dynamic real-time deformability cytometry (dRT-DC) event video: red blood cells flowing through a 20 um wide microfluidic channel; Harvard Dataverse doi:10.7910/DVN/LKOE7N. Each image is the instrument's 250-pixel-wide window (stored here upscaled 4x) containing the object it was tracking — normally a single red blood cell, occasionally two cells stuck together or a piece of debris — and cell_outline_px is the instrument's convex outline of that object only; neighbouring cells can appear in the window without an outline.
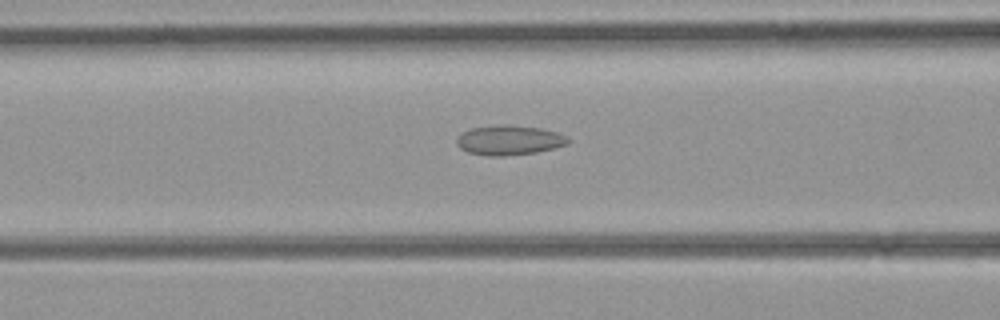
{"species": "common noctule bat (a hibernating species)", "species_latin": "Nyctalus noctula", "temperature_condition": "room temperature", "stored_images_in_passage": 29, "camera_frame_rate_fps": 3000, "um_per_image_px": 0.085, "animal": {"sex": "female", "body_mass_g": 21.9}, "frame": {"image": 1, "passage_image": 11, "time_ms": 3.333, "image_size_px": [1000, 320], "cell_outline_px": [[572, 140], [568, 144], [536, 152], [504, 156], [488, 156], [468, 152], [460, 148], [456, 144], [456, 140], [464, 132], [472, 128], [504, 124], [540, 128], [556, 132], [568, 136]], "centroid_in_image_um": [43.31, 11.92], "position_along_channel_um": 123.3, "area_um2": 19.19}}
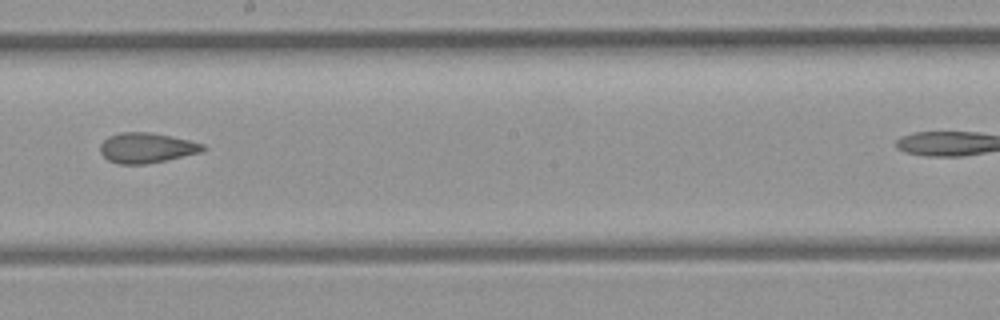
{"frame": {"image": 2, "passage_image": 18, "time_ms": 5.667, "image_size_px": [1000, 320], "cell_outline_px": [[208, 148], [200, 152], [168, 160], [144, 164], [120, 164], [108, 160], [100, 152], [100, 144], [108, 136], [120, 132], [148, 132], [188, 140], [204, 144]], "centroid_in_image_um": [12.45, 12.57], "position_along_channel_um": 235.8, "area_um2": 17.98}}
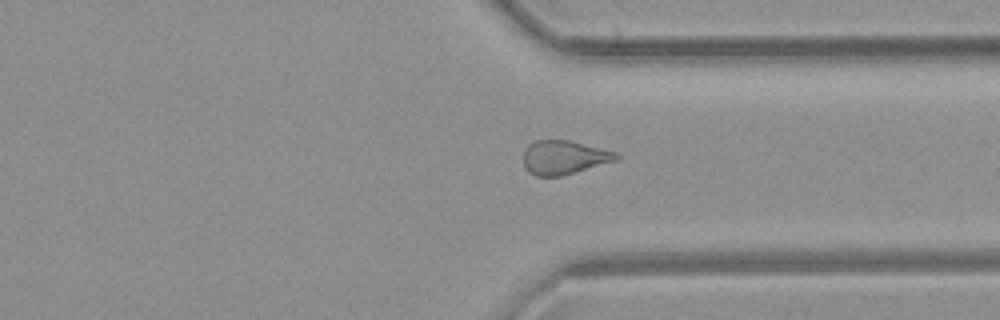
{"frame": {"image": 3, "passage_image": 26, "time_ms": 8.333, "image_size_px": [1000, 320], "cell_outline_px": [[620, 156], [616, 160], [560, 176], [536, 176], [528, 172], [524, 168], [524, 148], [528, 144], [536, 140], [568, 140], [616, 152]], "centroid_in_image_um": [47.88, 13.37], "position_along_channel_um": 363.5, "area_um2": 18.15}}